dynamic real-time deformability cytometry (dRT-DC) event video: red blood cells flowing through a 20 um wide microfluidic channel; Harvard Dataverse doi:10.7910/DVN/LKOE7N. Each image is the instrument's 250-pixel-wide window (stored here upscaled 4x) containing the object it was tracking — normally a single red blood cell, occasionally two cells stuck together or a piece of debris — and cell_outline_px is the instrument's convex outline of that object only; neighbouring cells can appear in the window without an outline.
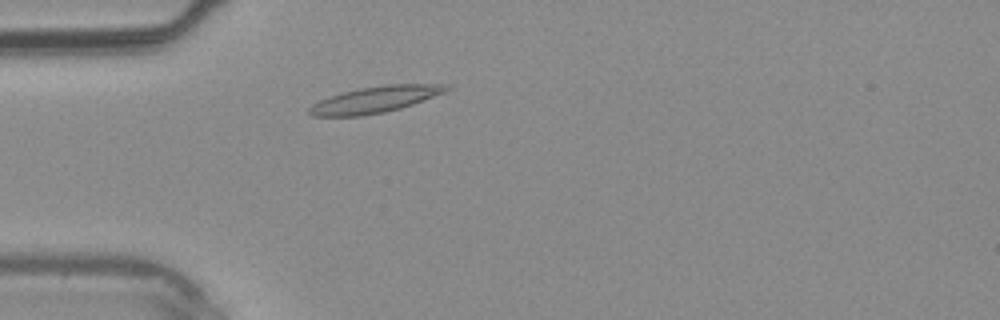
{"species": "common noctule bat (a hibernating species)", "species_latin": "Nyctalus noctula", "temperature_condition": "warm", "stored_images_in_passage": 34, "camera_frame_rate_fps": 3000, "um_per_image_px": 0.085, "animal": {"sex": "male", "body_mass_g": 20.4}, "frame": {"image": 1, "passage_image": 6, "time_ms": 1.667, "image_size_px": [1000, 320], "cell_outline_px": [[452, 88], [444, 92], [412, 104], [400, 108], [384, 112], [364, 116], [312, 116], [308, 112], [308, 108], [312, 104], [320, 100], [344, 92], [360, 88], [388, 84], [448, 84]], "centroid_in_image_um": [31.88, 8.46], "position_along_channel_um": 53.1, "area_um2": 20.81}}
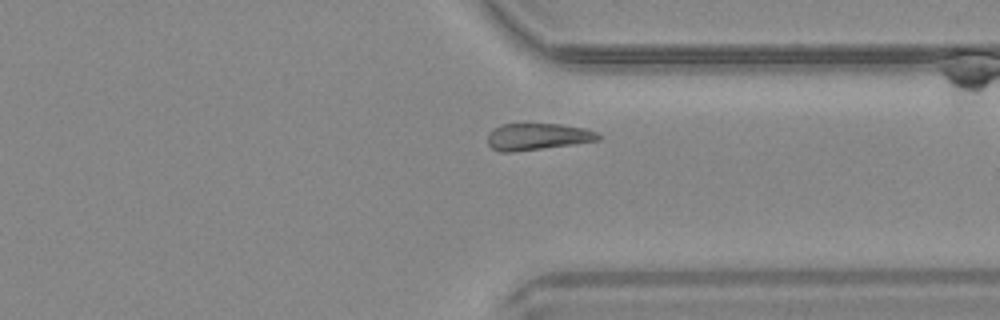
{"frame": {"image": 2, "passage_image": 25, "time_ms": 8.0, "image_size_px": [1000, 320], "cell_outline_px": [[600, 140], [576, 144], [512, 152], [500, 152], [492, 148], [488, 144], [488, 132], [492, 128], [500, 124], [560, 124], [584, 128], [596, 132], [600, 136]], "centroid_in_image_um": [45.66, 11.61], "position_along_channel_um": 365.7, "area_um2": 17.34}}
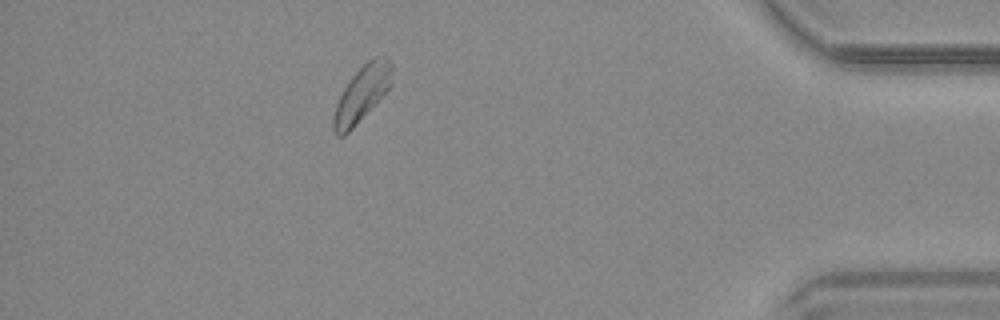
{"frame": {"image": 3, "passage_image": 30, "time_ms": 9.667, "image_size_px": [1000, 320], "cell_outline_px": [[392, 84], [352, 128], [344, 136], [336, 136], [332, 128], [332, 116], [336, 104], [348, 80], [372, 56], [384, 56], [392, 64]], "centroid_in_image_um": [30.73, 7.96], "position_along_channel_um": 404.5, "area_um2": 18.67}}